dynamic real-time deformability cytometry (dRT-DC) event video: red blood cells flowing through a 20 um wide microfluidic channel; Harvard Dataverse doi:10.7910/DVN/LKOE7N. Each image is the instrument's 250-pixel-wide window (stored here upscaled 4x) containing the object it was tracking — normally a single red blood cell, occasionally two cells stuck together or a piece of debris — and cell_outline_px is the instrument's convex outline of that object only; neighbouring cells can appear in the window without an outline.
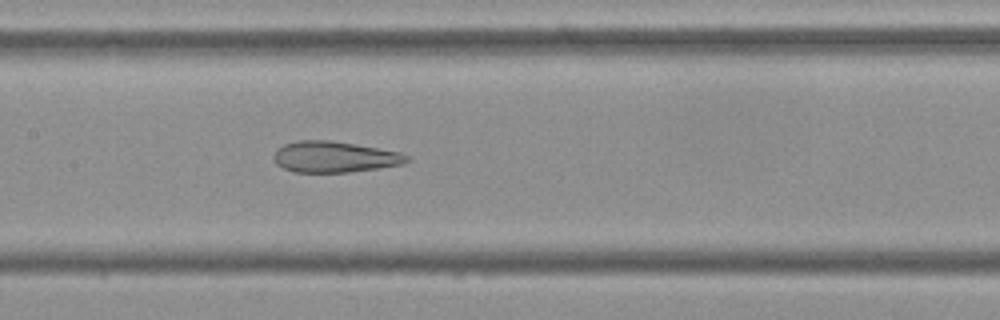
{"species": "Egyptian fruit bat (a non-hibernating species)", "species_latin": "Rousettus aegyptiacus", "temperature_condition": "cold", "stored_images_in_passage": 51, "camera_frame_rate_fps": 3000, "um_per_image_px": 0.085, "frame": {"image": 1, "passage_image": 24, "time_ms": 7.667, "image_size_px": [1000, 320], "cell_outline_px": [[408, 160], [404, 164], [380, 168], [348, 172], [292, 172], [276, 164], [272, 156], [276, 148], [284, 144], [296, 140], [328, 140], [356, 144], [400, 152], [408, 156]], "centroid_in_image_um": [28.39, 13.33], "position_along_channel_um": 179.0, "area_um2": 24.22}}
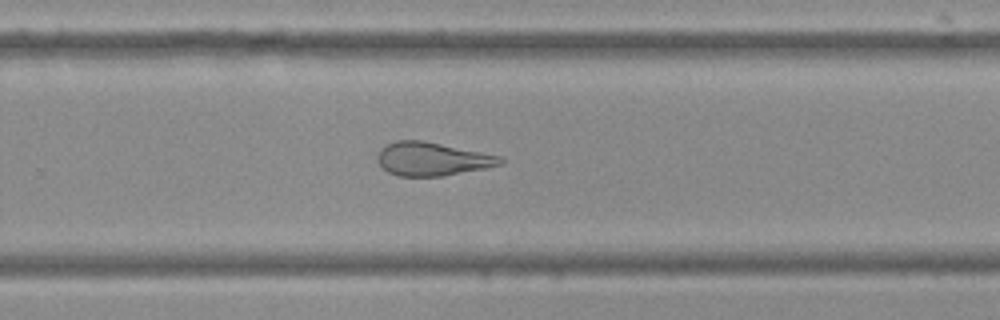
{"frame": {"image": 2, "passage_image": 33, "time_ms": 10.667, "image_size_px": [1000, 320], "cell_outline_px": [[504, 160], [500, 164], [484, 168], [440, 176], [400, 176], [388, 172], [376, 160], [376, 156], [380, 148], [396, 140], [420, 140], [500, 156]], "centroid_in_image_um": [36.66, 13.51], "position_along_channel_um": 293.1, "area_um2": 23.47}}
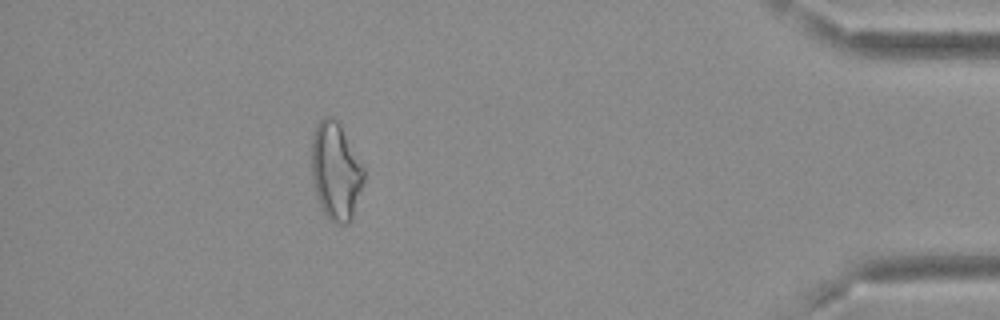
{"frame": {"image": 3, "passage_image": 46, "time_ms": 15.0, "image_size_px": [1000, 320], "cell_outline_px": [[364, 184], [352, 220], [348, 224], [336, 224], [320, 208], [316, 196], [312, 180], [312, 136], [316, 124], [324, 116], [332, 116], [340, 124], [364, 168]], "centroid_in_image_um": [28.54, 14.57], "position_along_channel_um": 406.7, "area_um2": 29.94}, "authors_computed_cell_mechanics": {"area_um2": 28.3798, "velocity_mm_per_s": 3.8191, "shape_relaxation_time_tau1_ms": null, "shape_relaxation_time_tau2_ms": 1.7816, "deformation_change_tau1": null, "deformation_change_tau2": 0.1113}}